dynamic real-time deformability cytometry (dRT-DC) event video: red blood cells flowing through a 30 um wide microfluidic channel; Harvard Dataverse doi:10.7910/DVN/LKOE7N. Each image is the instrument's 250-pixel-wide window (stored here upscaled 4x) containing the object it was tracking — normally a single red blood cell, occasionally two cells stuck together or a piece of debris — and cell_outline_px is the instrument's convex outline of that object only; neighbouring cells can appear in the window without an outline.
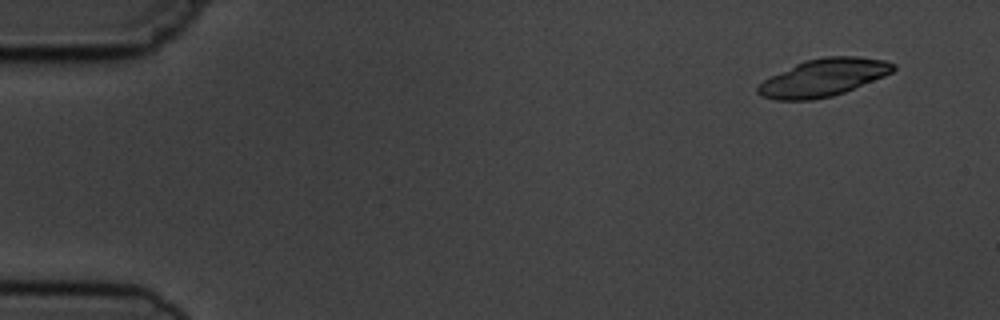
{"species": "common noctule bat (a hibernating species)", "species_latin": "Nyctalus noctula", "temperature_condition": "cold", "stored_images_in_passage": 5, "camera_frame_rate_fps": 3000, "um_per_image_px": 0.085, "animal": {"sex": "male", "body_mass_g": 19.5, "forearm_length_mm": 54.6}, "frame": {"image": 1, "passage_image": 1, "time_ms": 0.0, "image_size_px": [1000, 320], "cell_outline_px": [[896, 68], [892, 72], [884, 76], [844, 92], [832, 96], [812, 100], [776, 100], [760, 96], [756, 92], [756, 88], [764, 80], [804, 60], [824, 56], [860, 56], [884, 60], [896, 64]], "centroid_in_image_um": [70.0, 6.59], "position_along_channel_um": 15.0, "area_um2": 29.48}}